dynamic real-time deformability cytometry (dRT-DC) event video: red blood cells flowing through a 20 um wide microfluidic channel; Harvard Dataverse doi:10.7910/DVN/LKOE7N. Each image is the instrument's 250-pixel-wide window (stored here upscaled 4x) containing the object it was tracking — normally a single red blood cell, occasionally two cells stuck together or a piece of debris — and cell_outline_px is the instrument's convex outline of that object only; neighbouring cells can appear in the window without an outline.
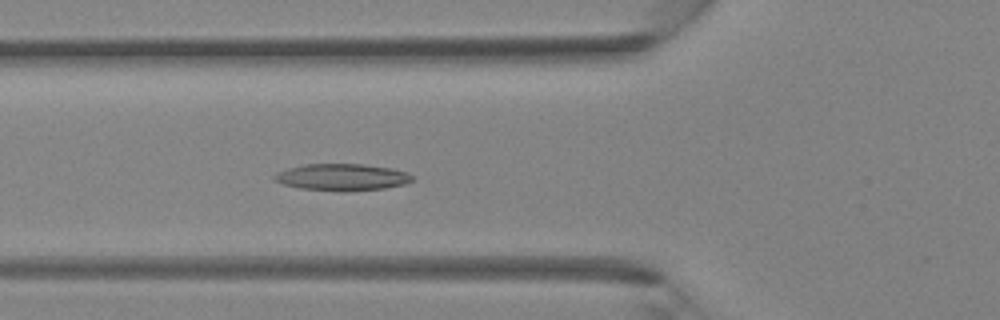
{"species": "Egyptian fruit bat (a non-hibernating species)", "species_latin": "Rousettus aegyptiacus", "temperature_condition": "room temperature", "stored_images_in_passage": 32, "camera_frame_rate_fps": 3000, "um_per_image_px": 0.085, "animal": {"sex": "female"}, "frame": {"image": 1, "passage_image": 6, "time_ms": 1.667, "image_size_px": [1000, 320], "cell_outline_px": [[412, 180], [404, 184], [384, 188], [340, 192], [300, 188], [284, 184], [272, 180], [272, 176], [276, 172], [288, 168], [304, 164], [364, 164], [392, 168], [408, 172], [412, 176]], "centroid_in_image_um": [29.04, 15.06], "position_along_channel_um": 96.8, "area_um2": 21.68}}
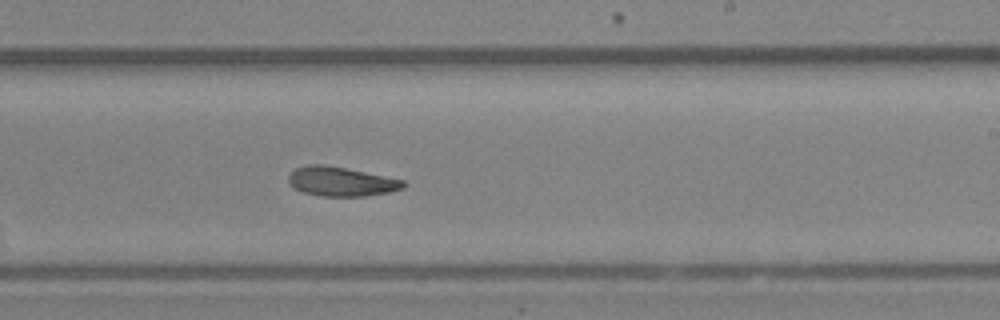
{"frame": {"image": 2, "passage_image": 16, "time_ms": 5.0, "image_size_px": [1000, 320], "cell_outline_px": [[408, 184], [404, 188], [388, 192], [364, 196], [324, 196], [304, 192], [288, 184], [288, 176], [296, 168], [308, 164], [324, 164], [404, 180]], "centroid_in_image_um": [29.0, 15.43], "position_along_channel_um": 260.0, "area_um2": 19.42}}
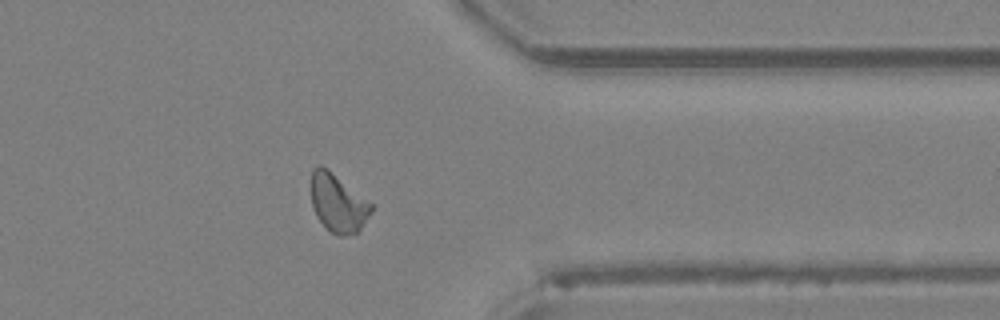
{"frame": {"image": 3, "passage_image": 24, "time_ms": 7.667, "image_size_px": [1000, 320], "cell_outline_px": [[372, 212], [360, 228], [356, 232], [344, 236], [340, 236], [332, 232], [316, 216], [312, 208], [312, 168], [316, 164], [320, 164], [328, 168], [372, 204]], "centroid_in_image_um": [28.71, 17.22], "position_along_channel_um": 382.7, "area_um2": 20.11}}